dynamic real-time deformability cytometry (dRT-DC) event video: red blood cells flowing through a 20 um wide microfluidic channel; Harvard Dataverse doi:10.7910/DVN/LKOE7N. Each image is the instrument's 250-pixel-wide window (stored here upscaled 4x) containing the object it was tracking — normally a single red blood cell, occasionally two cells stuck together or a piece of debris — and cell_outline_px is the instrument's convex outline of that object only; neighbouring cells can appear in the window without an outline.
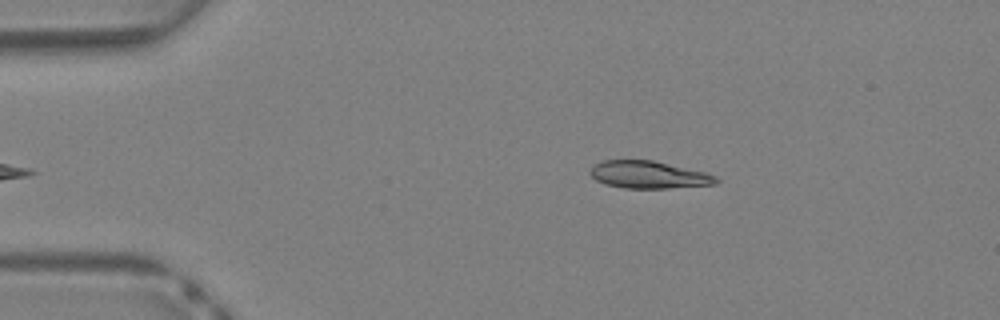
{"species": "Egyptian fruit bat (a non-hibernating species)", "species_latin": "Rousettus aegyptiacus", "temperature_condition": "warm", "stored_images_in_passage": 34, "camera_frame_rate_fps": 3000, "um_per_image_px": 0.085, "animal": {"sex": "female"}, "frame": {"image": 1, "passage_image": 2, "time_ms": 0.333, "image_size_px": [1000, 320], "cell_outline_px": [[720, 180], [716, 184], [668, 188], [624, 188], [604, 184], [596, 180], [588, 172], [592, 164], [604, 160], [652, 160], [704, 172], [716, 176]], "centroid_in_image_um": [55.09, 14.85], "position_along_channel_um": 29.9, "area_um2": 20.11}}
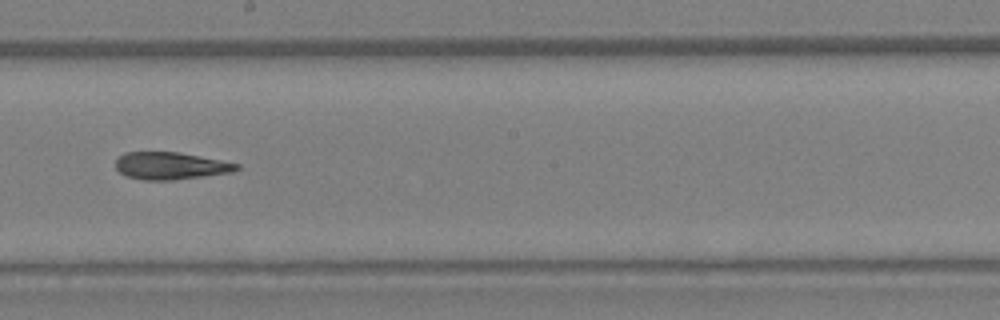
{"frame": {"image": 2, "passage_image": 17, "time_ms": 5.333, "image_size_px": [1000, 320], "cell_outline_px": [[240, 168], [232, 172], [172, 180], [144, 180], [128, 176], [120, 172], [116, 168], [116, 160], [124, 152], [180, 152], [240, 164]], "centroid_in_image_um": [14.5, 14.09], "position_along_channel_um": 233.7, "area_um2": 19.07}}
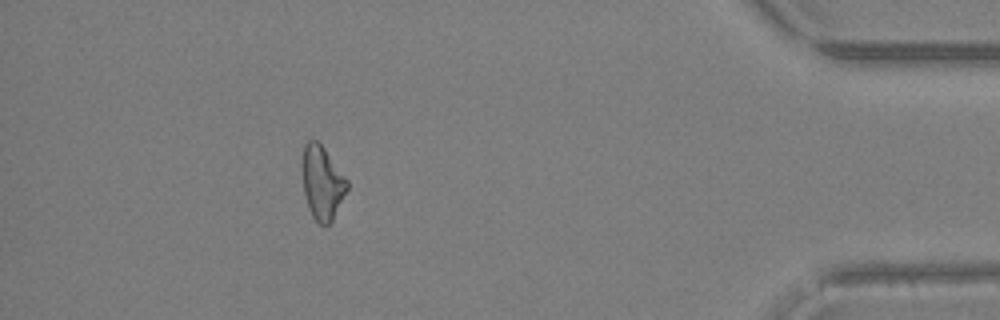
{"frame": {"image": 3, "passage_image": 30, "time_ms": 9.667, "image_size_px": [1000, 320], "cell_outline_px": [[348, 188], [332, 220], [328, 224], [320, 224], [312, 216], [308, 208], [304, 192], [304, 144], [308, 140], [316, 140], [324, 148], [348, 180]], "centroid_in_image_um": [27.41, 15.54], "position_along_channel_um": 407.8, "area_um2": 18.61}}